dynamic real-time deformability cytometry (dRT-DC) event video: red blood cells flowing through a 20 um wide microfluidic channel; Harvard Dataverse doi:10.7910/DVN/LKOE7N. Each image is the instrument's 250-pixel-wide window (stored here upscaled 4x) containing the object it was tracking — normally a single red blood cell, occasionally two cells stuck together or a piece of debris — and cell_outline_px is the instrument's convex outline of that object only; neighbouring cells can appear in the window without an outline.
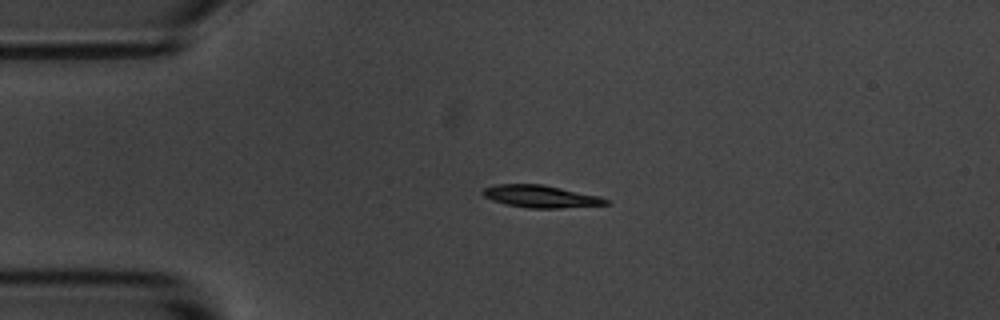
{"species": "common noctule bat (a hibernating species)", "species_latin": "Nyctalus noctula", "temperature_condition": "room temperature", "stored_images_in_passage": 55, "camera_frame_rate_fps": 3000, "um_per_image_px": 0.085, "animal": {"sex": "male", "body_mass_g": 20.1, "forearm_length_mm": 53.5}, "frame": {"image": 1, "passage_image": 12, "time_ms": 3.667, "image_size_px": [1000, 320], "cell_outline_px": [[612, 204], [560, 208], [528, 208], [504, 204], [492, 200], [484, 196], [480, 192], [484, 188], [496, 184], [540, 184], [600, 196], [612, 200]], "centroid_in_image_um": [45.99, 16.7], "position_along_channel_um": 39.0, "area_um2": 16.13}}
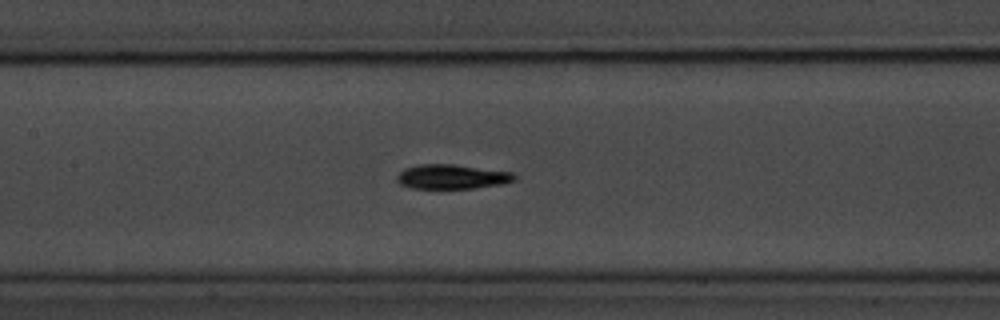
{"frame": {"image": 2, "passage_image": 25, "time_ms": 8.0, "image_size_px": [1000, 320], "cell_outline_px": [[516, 180], [504, 184], [472, 188], [408, 188], [400, 184], [396, 180], [396, 176], [404, 168], [420, 164], [452, 164], [512, 172], [516, 176]], "centroid_in_image_um": [38.4, 15.02], "position_along_channel_um": 169.0, "area_um2": 16.82}}
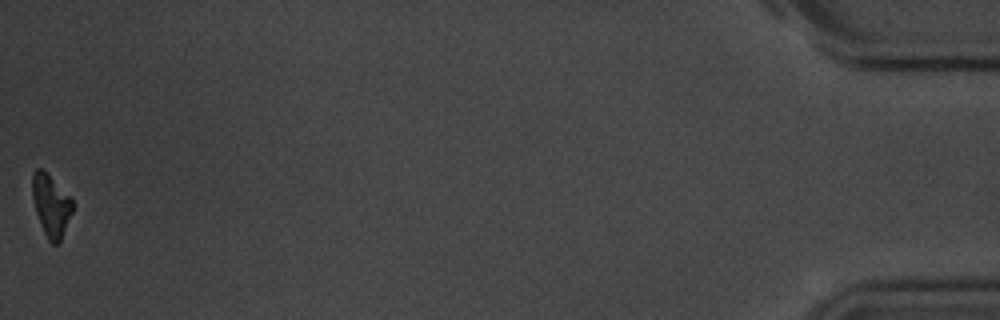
{"frame": {"image": 3, "passage_image": 55, "time_ms": 18.0, "image_size_px": [1000, 320], "cell_outline_px": [[72, 212], [60, 244], [52, 244], [48, 240], [40, 224], [36, 212], [32, 196], [32, 172], [36, 168], [40, 168], [72, 196]], "centroid_in_image_um": [4.34, 17.48], "position_along_channel_um": 430.9, "area_um2": 14.62}, "authors_computed_cell_mechanics": {"area_um2": 15.895, "velocity_mm_per_s": 3.5977, "shape_relaxation_time_tau1_ms": 2.138, "shape_relaxation_time_tau2_ms": null, "deformation_change_tau1": 0.1358, "deformation_change_tau2": null}}